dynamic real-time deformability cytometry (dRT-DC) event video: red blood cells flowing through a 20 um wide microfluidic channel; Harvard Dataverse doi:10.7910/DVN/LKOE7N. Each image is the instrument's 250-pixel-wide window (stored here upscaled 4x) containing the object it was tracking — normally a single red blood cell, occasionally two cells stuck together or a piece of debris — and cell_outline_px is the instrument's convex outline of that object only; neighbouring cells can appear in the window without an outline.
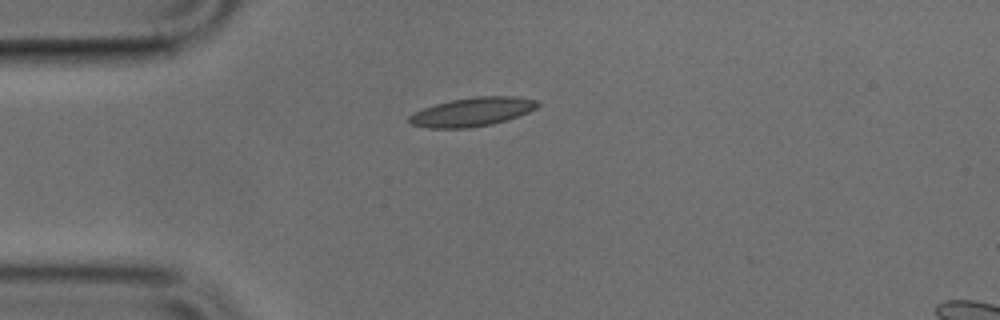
{"species": "common noctule bat (a hibernating species)", "species_latin": "Nyctalus noctula", "temperature_condition": "cold", "stored_images_in_passage": 26, "camera_frame_rate_fps": 3000, "um_per_image_px": 0.085, "animal": {"sex": "male", "body_mass_g": 17.9, "forearm_length_mm": 54.2}, "frame": {"image": 1, "passage_image": 1, "time_ms": 0.0, "image_size_px": [1000, 320], "cell_outline_px": [[540, 104], [536, 108], [528, 112], [492, 124], [472, 128], [428, 128], [408, 124], [408, 116], [424, 108], [436, 104], [452, 100], [476, 96], [516, 96], [536, 100]], "centroid_in_image_um": [40.11, 9.51], "position_along_channel_um": 44.9, "area_um2": 21.44}}
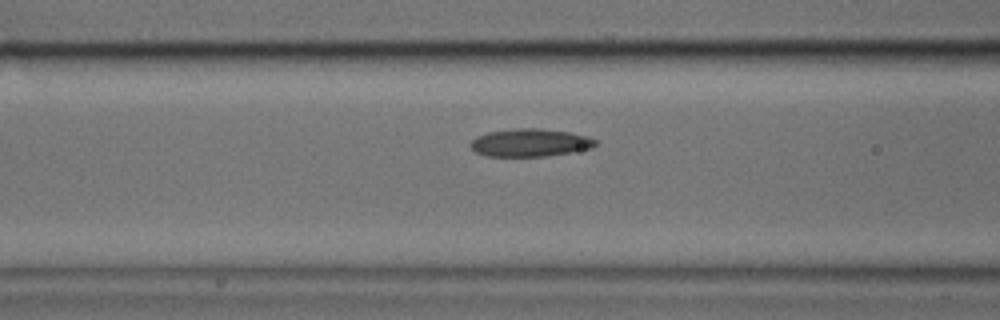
{"frame": {"image": 2, "passage_image": 8, "time_ms": 2.333, "image_size_px": [1000, 320], "cell_outline_px": [[600, 144], [592, 148], [572, 152], [544, 156], [484, 156], [476, 152], [472, 148], [472, 140], [476, 136], [488, 132], [516, 128], [540, 128], [568, 132], [588, 136], [596, 140]], "centroid_in_image_um": [45.09, 12.12], "position_along_channel_um": 121.5, "area_um2": 20.29}}
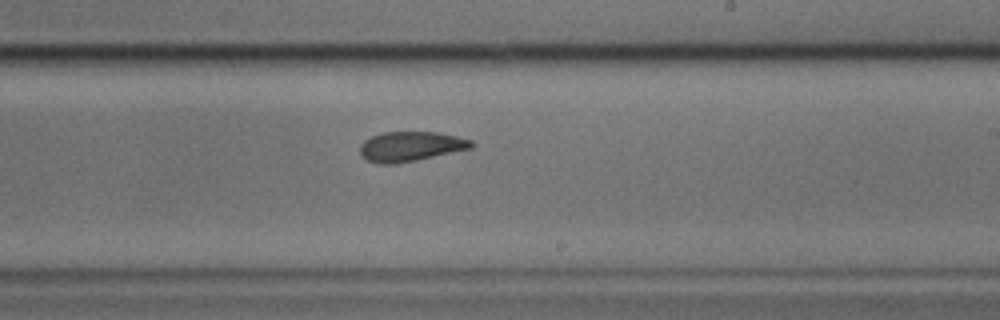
{"frame": {"image": 3, "passage_image": 18, "time_ms": 5.667, "image_size_px": [1000, 320], "cell_outline_px": [[476, 144], [472, 148], [416, 160], [396, 164], [380, 164], [368, 160], [360, 156], [360, 144], [364, 140], [372, 136], [384, 132], [440, 132], [472, 140]], "centroid_in_image_um": [34.9, 12.44], "position_along_channel_um": 254.1, "area_um2": 19.42}}